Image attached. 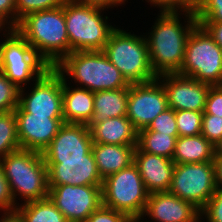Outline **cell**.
Wrapping results in <instances>:
<instances>
[{"label":"cell","mask_w":222,"mask_h":222,"mask_svg":"<svg viewBox=\"0 0 222 222\" xmlns=\"http://www.w3.org/2000/svg\"><path fill=\"white\" fill-rule=\"evenodd\" d=\"M203 112L191 110H176L175 120L179 137L201 134Z\"/></svg>","instance_id":"cell-28"},{"label":"cell","mask_w":222,"mask_h":222,"mask_svg":"<svg viewBox=\"0 0 222 222\" xmlns=\"http://www.w3.org/2000/svg\"><path fill=\"white\" fill-rule=\"evenodd\" d=\"M167 108L164 86L158 78L129 85L126 116L138 131L148 127Z\"/></svg>","instance_id":"cell-13"},{"label":"cell","mask_w":222,"mask_h":222,"mask_svg":"<svg viewBox=\"0 0 222 222\" xmlns=\"http://www.w3.org/2000/svg\"><path fill=\"white\" fill-rule=\"evenodd\" d=\"M157 78L164 86L168 107L204 112L211 85L178 73H164Z\"/></svg>","instance_id":"cell-15"},{"label":"cell","mask_w":222,"mask_h":222,"mask_svg":"<svg viewBox=\"0 0 222 222\" xmlns=\"http://www.w3.org/2000/svg\"><path fill=\"white\" fill-rule=\"evenodd\" d=\"M201 134L213 145L222 139V117L203 112Z\"/></svg>","instance_id":"cell-33"},{"label":"cell","mask_w":222,"mask_h":222,"mask_svg":"<svg viewBox=\"0 0 222 222\" xmlns=\"http://www.w3.org/2000/svg\"><path fill=\"white\" fill-rule=\"evenodd\" d=\"M215 181L217 189H222V157L214 156Z\"/></svg>","instance_id":"cell-43"},{"label":"cell","mask_w":222,"mask_h":222,"mask_svg":"<svg viewBox=\"0 0 222 222\" xmlns=\"http://www.w3.org/2000/svg\"><path fill=\"white\" fill-rule=\"evenodd\" d=\"M48 197L68 222H85L102 205V186L48 185Z\"/></svg>","instance_id":"cell-12"},{"label":"cell","mask_w":222,"mask_h":222,"mask_svg":"<svg viewBox=\"0 0 222 222\" xmlns=\"http://www.w3.org/2000/svg\"><path fill=\"white\" fill-rule=\"evenodd\" d=\"M0 40V70L19 89L34 83L50 68L16 29H3Z\"/></svg>","instance_id":"cell-7"},{"label":"cell","mask_w":222,"mask_h":222,"mask_svg":"<svg viewBox=\"0 0 222 222\" xmlns=\"http://www.w3.org/2000/svg\"><path fill=\"white\" fill-rule=\"evenodd\" d=\"M20 89L0 70V113L17 108Z\"/></svg>","instance_id":"cell-29"},{"label":"cell","mask_w":222,"mask_h":222,"mask_svg":"<svg viewBox=\"0 0 222 222\" xmlns=\"http://www.w3.org/2000/svg\"><path fill=\"white\" fill-rule=\"evenodd\" d=\"M151 131L179 136L175 120V110L168 107L160 113L147 127Z\"/></svg>","instance_id":"cell-32"},{"label":"cell","mask_w":222,"mask_h":222,"mask_svg":"<svg viewBox=\"0 0 222 222\" xmlns=\"http://www.w3.org/2000/svg\"><path fill=\"white\" fill-rule=\"evenodd\" d=\"M144 34L152 70L158 76L177 73L184 61L187 39L198 24L194 11L158 12ZM183 21V22H182Z\"/></svg>","instance_id":"cell-1"},{"label":"cell","mask_w":222,"mask_h":222,"mask_svg":"<svg viewBox=\"0 0 222 222\" xmlns=\"http://www.w3.org/2000/svg\"><path fill=\"white\" fill-rule=\"evenodd\" d=\"M93 143L137 146L138 130L127 116L111 117L90 128Z\"/></svg>","instance_id":"cell-20"},{"label":"cell","mask_w":222,"mask_h":222,"mask_svg":"<svg viewBox=\"0 0 222 222\" xmlns=\"http://www.w3.org/2000/svg\"><path fill=\"white\" fill-rule=\"evenodd\" d=\"M204 112L222 117V85L210 86Z\"/></svg>","instance_id":"cell-37"},{"label":"cell","mask_w":222,"mask_h":222,"mask_svg":"<svg viewBox=\"0 0 222 222\" xmlns=\"http://www.w3.org/2000/svg\"><path fill=\"white\" fill-rule=\"evenodd\" d=\"M0 26L3 29L16 28V0H0Z\"/></svg>","instance_id":"cell-38"},{"label":"cell","mask_w":222,"mask_h":222,"mask_svg":"<svg viewBox=\"0 0 222 222\" xmlns=\"http://www.w3.org/2000/svg\"><path fill=\"white\" fill-rule=\"evenodd\" d=\"M194 13L197 23H222V0H202L194 9Z\"/></svg>","instance_id":"cell-31"},{"label":"cell","mask_w":222,"mask_h":222,"mask_svg":"<svg viewBox=\"0 0 222 222\" xmlns=\"http://www.w3.org/2000/svg\"><path fill=\"white\" fill-rule=\"evenodd\" d=\"M130 220L127 215L101 205L85 222H129Z\"/></svg>","instance_id":"cell-36"},{"label":"cell","mask_w":222,"mask_h":222,"mask_svg":"<svg viewBox=\"0 0 222 222\" xmlns=\"http://www.w3.org/2000/svg\"><path fill=\"white\" fill-rule=\"evenodd\" d=\"M208 222H222V189H217L200 211Z\"/></svg>","instance_id":"cell-34"},{"label":"cell","mask_w":222,"mask_h":222,"mask_svg":"<svg viewBox=\"0 0 222 222\" xmlns=\"http://www.w3.org/2000/svg\"><path fill=\"white\" fill-rule=\"evenodd\" d=\"M90 129L85 124L64 123L42 151L43 159L83 158L92 150Z\"/></svg>","instance_id":"cell-18"},{"label":"cell","mask_w":222,"mask_h":222,"mask_svg":"<svg viewBox=\"0 0 222 222\" xmlns=\"http://www.w3.org/2000/svg\"><path fill=\"white\" fill-rule=\"evenodd\" d=\"M124 27L118 25L111 32L103 52L129 84L156 79L144 34H139L136 30L132 32L133 30L128 28L125 30Z\"/></svg>","instance_id":"cell-5"},{"label":"cell","mask_w":222,"mask_h":222,"mask_svg":"<svg viewBox=\"0 0 222 222\" xmlns=\"http://www.w3.org/2000/svg\"><path fill=\"white\" fill-rule=\"evenodd\" d=\"M129 222H143L141 219H131Z\"/></svg>","instance_id":"cell-47"},{"label":"cell","mask_w":222,"mask_h":222,"mask_svg":"<svg viewBox=\"0 0 222 222\" xmlns=\"http://www.w3.org/2000/svg\"><path fill=\"white\" fill-rule=\"evenodd\" d=\"M48 168V185L102 186L92 150L83 158L44 159Z\"/></svg>","instance_id":"cell-14"},{"label":"cell","mask_w":222,"mask_h":222,"mask_svg":"<svg viewBox=\"0 0 222 222\" xmlns=\"http://www.w3.org/2000/svg\"><path fill=\"white\" fill-rule=\"evenodd\" d=\"M94 92L68 84L63 79L64 123L87 125L94 113Z\"/></svg>","instance_id":"cell-21"},{"label":"cell","mask_w":222,"mask_h":222,"mask_svg":"<svg viewBox=\"0 0 222 222\" xmlns=\"http://www.w3.org/2000/svg\"><path fill=\"white\" fill-rule=\"evenodd\" d=\"M214 156L222 157V139L214 144Z\"/></svg>","instance_id":"cell-44"},{"label":"cell","mask_w":222,"mask_h":222,"mask_svg":"<svg viewBox=\"0 0 222 222\" xmlns=\"http://www.w3.org/2000/svg\"><path fill=\"white\" fill-rule=\"evenodd\" d=\"M15 116L20 148L41 153L64 124L63 118H49L31 113H15Z\"/></svg>","instance_id":"cell-16"},{"label":"cell","mask_w":222,"mask_h":222,"mask_svg":"<svg viewBox=\"0 0 222 222\" xmlns=\"http://www.w3.org/2000/svg\"><path fill=\"white\" fill-rule=\"evenodd\" d=\"M178 137L151 131L146 127L138 131L137 146L143 152L172 159Z\"/></svg>","instance_id":"cell-26"},{"label":"cell","mask_w":222,"mask_h":222,"mask_svg":"<svg viewBox=\"0 0 222 222\" xmlns=\"http://www.w3.org/2000/svg\"><path fill=\"white\" fill-rule=\"evenodd\" d=\"M106 11L81 5L72 0H65L64 16L70 42V53L104 50L111 32L118 26L114 21H110V16Z\"/></svg>","instance_id":"cell-6"},{"label":"cell","mask_w":222,"mask_h":222,"mask_svg":"<svg viewBox=\"0 0 222 222\" xmlns=\"http://www.w3.org/2000/svg\"><path fill=\"white\" fill-rule=\"evenodd\" d=\"M72 1L79 3L81 5L92 6V7L107 10L108 13H109V10H115V8L117 10L118 7L120 9L122 7L125 8L126 3L127 5L128 3H130L129 2L130 0H72Z\"/></svg>","instance_id":"cell-40"},{"label":"cell","mask_w":222,"mask_h":222,"mask_svg":"<svg viewBox=\"0 0 222 222\" xmlns=\"http://www.w3.org/2000/svg\"><path fill=\"white\" fill-rule=\"evenodd\" d=\"M127 105L128 88L94 92V113L87 127L90 129L111 117L126 116Z\"/></svg>","instance_id":"cell-23"},{"label":"cell","mask_w":222,"mask_h":222,"mask_svg":"<svg viewBox=\"0 0 222 222\" xmlns=\"http://www.w3.org/2000/svg\"><path fill=\"white\" fill-rule=\"evenodd\" d=\"M0 222H24V219L15 209L12 211L0 212Z\"/></svg>","instance_id":"cell-42"},{"label":"cell","mask_w":222,"mask_h":222,"mask_svg":"<svg viewBox=\"0 0 222 222\" xmlns=\"http://www.w3.org/2000/svg\"><path fill=\"white\" fill-rule=\"evenodd\" d=\"M15 113H31L63 118V77L54 68L46 70L34 83L20 89Z\"/></svg>","instance_id":"cell-10"},{"label":"cell","mask_w":222,"mask_h":222,"mask_svg":"<svg viewBox=\"0 0 222 222\" xmlns=\"http://www.w3.org/2000/svg\"><path fill=\"white\" fill-rule=\"evenodd\" d=\"M147 5L153 7L158 12H180V11H194V8L186 0H145Z\"/></svg>","instance_id":"cell-35"},{"label":"cell","mask_w":222,"mask_h":222,"mask_svg":"<svg viewBox=\"0 0 222 222\" xmlns=\"http://www.w3.org/2000/svg\"><path fill=\"white\" fill-rule=\"evenodd\" d=\"M134 164L138 167L146 191L168 192L175 163L172 159L143 152L138 146L134 153Z\"/></svg>","instance_id":"cell-19"},{"label":"cell","mask_w":222,"mask_h":222,"mask_svg":"<svg viewBox=\"0 0 222 222\" xmlns=\"http://www.w3.org/2000/svg\"><path fill=\"white\" fill-rule=\"evenodd\" d=\"M68 83L91 92L129 88V83L103 51H76L54 67Z\"/></svg>","instance_id":"cell-3"},{"label":"cell","mask_w":222,"mask_h":222,"mask_svg":"<svg viewBox=\"0 0 222 222\" xmlns=\"http://www.w3.org/2000/svg\"><path fill=\"white\" fill-rule=\"evenodd\" d=\"M65 0H16V27L27 14L63 6Z\"/></svg>","instance_id":"cell-30"},{"label":"cell","mask_w":222,"mask_h":222,"mask_svg":"<svg viewBox=\"0 0 222 222\" xmlns=\"http://www.w3.org/2000/svg\"><path fill=\"white\" fill-rule=\"evenodd\" d=\"M194 9L202 0H186Z\"/></svg>","instance_id":"cell-45"},{"label":"cell","mask_w":222,"mask_h":222,"mask_svg":"<svg viewBox=\"0 0 222 222\" xmlns=\"http://www.w3.org/2000/svg\"><path fill=\"white\" fill-rule=\"evenodd\" d=\"M15 29L50 67H55L70 54L64 4L27 14Z\"/></svg>","instance_id":"cell-2"},{"label":"cell","mask_w":222,"mask_h":222,"mask_svg":"<svg viewBox=\"0 0 222 222\" xmlns=\"http://www.w3.org/2000/svg\"><path fill=\"white\" fill-rule=\"evenodd\" d=\"M199 215L200 210L190 202L169 192H154L148 195L140 219L143 222H193Z\"/></svg>","instance_id":"cell-17"},{"label":"cell","mask_w":222,"mask_h":222,"mask_svg":"<svg viewBox=\"0 0 222 222\" xmlns=\"http://www.w3.org/2000/svg\"><path fill=\"white\" fill-rule=\"evenodd\" d=\"M208 33L213 37L214 41L222 48V23L221 22H199Z\"/></svg>","instance_id":"cell-41"},{"label":"cell","mask_w":222,"mask_h":222,"mask_svg":"<svg viewBox=\"0 0 222 222\" xmlns=\"http://www.w3.org/2000/svg\"><path fill=\"white\" fill-rule=\"evenodd\" d=\"M137 146L93 143L92 152L102 180L134 163Z\"/></svg>","instance_id":"cell-22"},{"label":"cell","mask_w":222,"mask_h":222,"mask_svg":"<svg viewBox=\"0 0 222 222\" xmlns=\"http://www.w3.org/2000/svg\"><path fill=\"white\" fill-rule=\"evenodd\" d=\"M20 149L15 111L0 113V159Z\"/></svg>","instance_id":"cell-27"},{"label":"cell","mask_w":222,"mask_h":222,"mask_svg":"<svg viewBox=\"0 0 222 222\" xmlns=\"http://www.w3.org/2000/svg\"><path fill=\"white\" fill-rule=\"evenodd\" d=\"M214 160V145L202 134L176 139L172 161L175 164L201 163Z\"/></svg>","instance_id":"cell-24"},{"label":"cell","mask_w":222,"mask_h":222,"mask_svg":"<svg viewBox=\"0 0 222 222\" xmlns=\"http://www.w3.org/2000/svg\"><path fill=\"white\" fill-rule=\"evenodd\" d=\"M193 222H208L202 215H199Z\"/></svg>","instance_id":"cell-46"},{"label":"cell","mask_w":222,"mask_h":222,"mask_svg":"<svg viewBox=\"0 0 222 222\" xmlns=\"http://www.w3.org/2000/svg\"><path fill=\"white\" fill-rule=\"evenodd\" d=\"M216 190L213 161L175 164L169 193L190 202L201 211Z\"/></svg>","instance_id":"cell-11"},{"label":"cell","mask_w":222,"mask_h":222,"mask_svg":"<svg viewBox=\"0 0 222 222\" xmlns=\"http://www.w3.org/2000/svg\"><path fill=\"white\" fill-rule=\"evenodd\" d=\"M148 195L138 167L134 163L103 180L102 205L131 219L141 218Z\"/></svg>","instance_id":"cell-9"},{"label":"cell","mask_w":222,"mask_h":222,"mask_svg":"<svg viewBox=\"0 0 222 222\" xmlns=\"http://www.w3.org/2000/svg\"><path fill=\"white\" fill-rule=\"evenodd\" d=\"M177 73L211 86L222 85V48L202 25L197 24L190 33Z\"/></svg>","instance_id":"cell-8"},{"label":"cell","mask_w":222,"mask_h":222,"mask_svg":"<svg viewBox=\"0 0 222 222\" xmlns=\"http://www.w3.org/2000/svg\"><path fill=\"white\" fill-rule=\"evenodd\" d=\"M16 208L9 183L4 176L3 167L0 164V212L12 211Z\"/></svg>","instance_id":"cell-39"},{"label":"cell","mask_w":222,"mask_h":222,"mask_svg":"<svg viewBox=\"0 0 222 222\" xmlns=\"http://www.w3.org/2000/svg\"><path fill=\"white\" fill-rule=\"evenodd\" d=\"M0 164L16 206L48 197V168L41 152L20 148Z\"/></svg>","instance_id":"cell-4"},{"label":"cell","mask_w":222,"mask_h":222,"mask_svg":"<svg viewBox=\"0 0 222 222\" xmlns=\"http://www.w3.org/2000/svg\"><path fill=\"white\" fill-rule=\"evenodd\" d=\"M24 222H68L49 197L17 206Z\"/></svg>","instance_id":"cell-25"}]
</instances>
